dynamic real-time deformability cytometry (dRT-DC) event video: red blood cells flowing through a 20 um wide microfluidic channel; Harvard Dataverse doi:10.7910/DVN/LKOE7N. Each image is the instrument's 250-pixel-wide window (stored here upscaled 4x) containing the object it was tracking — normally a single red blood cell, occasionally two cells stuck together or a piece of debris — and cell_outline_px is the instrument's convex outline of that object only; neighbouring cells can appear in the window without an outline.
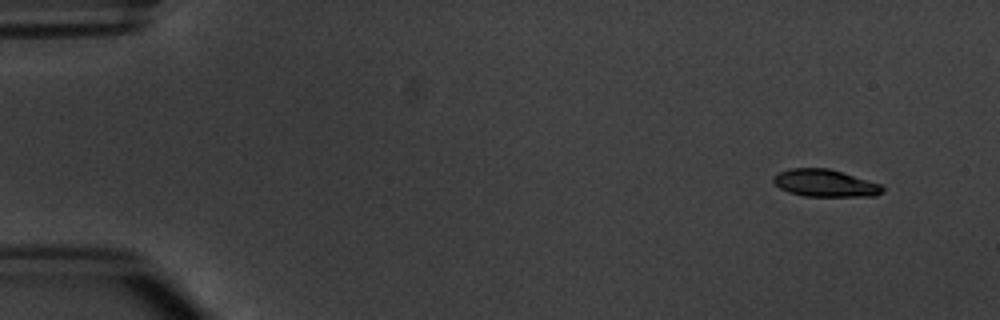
{"species": "common noctule bat (a hibernating species)", "species_latin": "Nyctalus noctula", "temperature_condition": "warm", "stored_images_in_passage": 5, "camera_frame_rate_fps": 3000, "um_per_image_px": 0.085, "animal": {"sex": "male", "body_mass_g": 20.1, "forearm_length_mm": 53.5}, "frame": {"image": 1, "passage_image": 1, "time_ms": 0.0, "image_size_px": [1000, 320], "cell_outline_px": [[884, 192], [876, 196], [804, 196], [788, 192], [780, 188], [772, 180], [772, 176], [788, 168], [828, 168], [880, 184], [884, 188]], "centroid_in_image_um": [70.11, 15.57], "position_along_channel_um": 14.9, "area_um2": 17.28}}
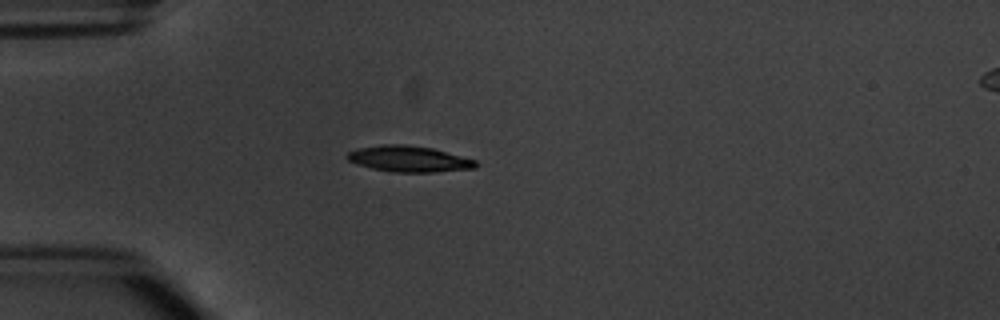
{"frame": {"image": 2, "passage_image": 4, "time_ms": 3.667, "image_size_px": [1000, 320], "cell_outline_px": [[480, 164], [476, 168], [432, 172], [392, 172], [372, 168], [356, 164], [348, 160], [344, 156], [348, 152], [360, 148], [380, 144], [404, 144], [432, 148], [476, 160]], "centroid_in_image_um": [34.75, 13.5], "position_along_channel_um": 50.2, "area_um2": 19.54}}